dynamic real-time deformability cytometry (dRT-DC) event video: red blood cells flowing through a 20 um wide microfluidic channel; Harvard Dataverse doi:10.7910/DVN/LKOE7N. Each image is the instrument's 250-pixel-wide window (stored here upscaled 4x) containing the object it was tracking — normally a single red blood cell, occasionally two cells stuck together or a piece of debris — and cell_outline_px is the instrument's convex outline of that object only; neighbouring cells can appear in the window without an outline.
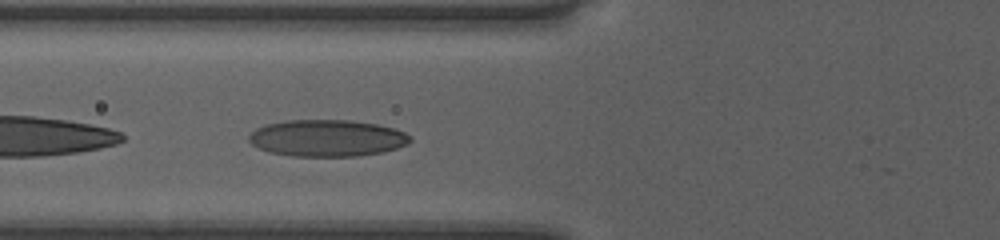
{"species": "human", "species_latin": "Homo sapiens", "temperature_condition": "room temperature", "stored_images_in_passage": 32, "camera_frame_rate_fps": 3000, "um_per_image_px": 0.085, "donor": {"sex": "female"}, "frame": {"image": 1, "passage_image": 3, "time_ms": 0.667, "image_size_px": [1000, 240], "cell_outline_px": [[412, 140], [408, 144], [396, 148], [380, 152], [356, 156], [292, 156], [268, 152], [252, 144], [248, 140], [248, 136], [256, 128], [264, 124], [284, 120], [352, 120], [376, 124], [392, 128], [404, 132], [412, 136]], "centroid_in_image_um": [27.78, 11.73], "position_along_channel_um": 98.0, "area_um2": 34.62}}
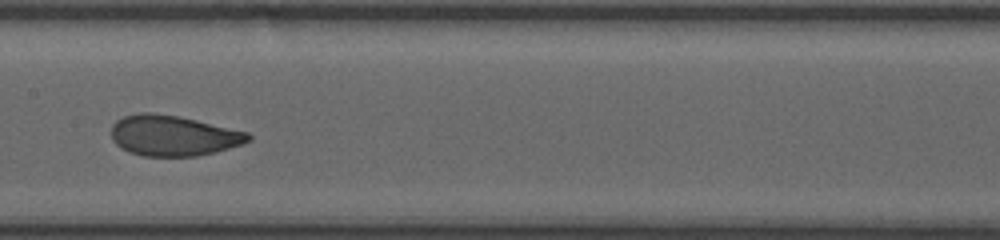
{"frame": {"image": 2, "passage_image": 10, "time_ms": 3.0, "image_size_px": [1000, 240], "cell_outline_px": [[252, 140], [216, 152], [196, 156], [144, 156], [128, 152], [120, 148], [112, 140], [112, 124], [116, 120], [124, 116], [140, 112], [148, 112], [176, 116], [196, 120], [248, 132], [252, 136]], "centroid_in_image_um": [14.7, 11.53], "position_along_channel_um": 192.7, "area_um2": 32.31}}
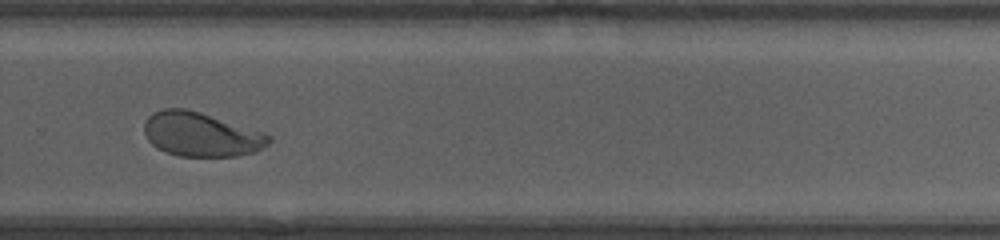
{"frame": {"image": 3, "passage_image": 19, "time_ms": 6.0, "image_size_px": [1000, 240], "cell_outline_px": [[272, 140], [268, 144], [252, 152], [236, 156], [180, 156], [164, 152], [156, 148], [148, 140], [144, 132], [144, 120], [152, 112], [164, 108], [184, 108], [200, 112], [264, 132], [272, 136]], "centroid_in_image_um": [17.05, 11.42], "position_along_channel_um": 312.7, "area_um2": 32.14}, "authors_computed_cell_mechanics": {"area_um2": 32.8304, "velocity_mm_per_s": 4.029, "shape_relaxation_time_tau1_ms": 3.2775, "shape_relaxation_time_tau2_ms": 0.8047, "deformation_change_tau1": 0.1447, "deformation_change_tau2": 0.0603}}